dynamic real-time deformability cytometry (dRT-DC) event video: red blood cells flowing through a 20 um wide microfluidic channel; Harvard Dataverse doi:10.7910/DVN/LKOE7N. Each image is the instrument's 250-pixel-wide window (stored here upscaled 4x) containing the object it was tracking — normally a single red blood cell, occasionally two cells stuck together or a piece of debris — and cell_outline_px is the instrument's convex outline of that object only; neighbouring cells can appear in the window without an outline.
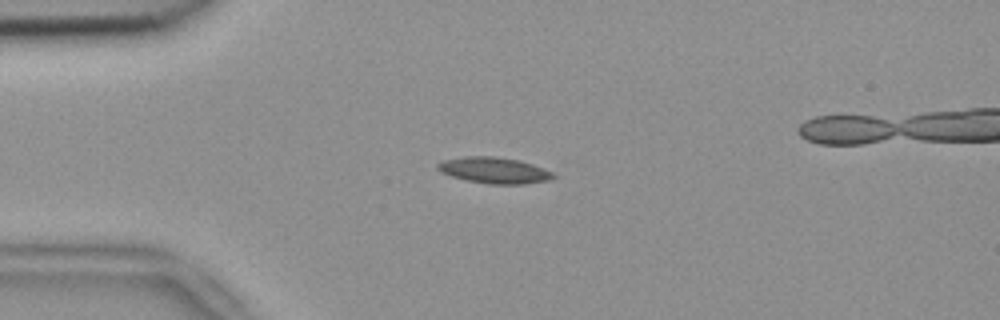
{"species": "common noctule bat (a hibernating species)", "species_latin": "Nyctalus noctula", "temperature_condition": "room temperature", "stored_images_in_passage": 42, "camera_frame_rate_fps": 3000, "um_per_image_px": 0.085, "animal": {"sex": "female", "body_mass_g": 18.4}, "frame": {"image": 1, "passage_image": 1, "time_ms": 0.0, "image_size_px": [1000, 320], "cell_outline_px": [[556, 176], [548, 180], [524, 184], [488, 184], [468, 180], [452, 176], [440, 172], [436, 168], [436, 164], [444, 160], [464, 156], [496, 156], [520, 160], [544, 168], [552, 172]], "centroid_in_image_um": [42.0, 14.47], "position_along_channel_um": 43.0, "area_um2": 17.63}}
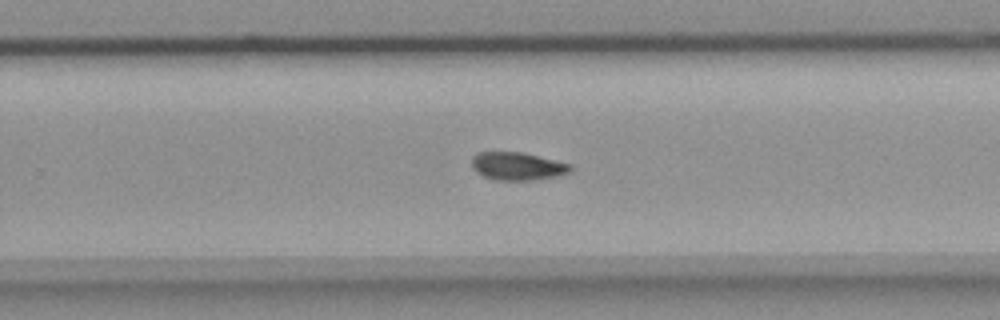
{"frame": {"image": 2, "passage_image": 22, "time_ms": 7.0, "image_size_px": [1000, 320], "cell_outline_px": [[572, 172], [556, 176], [528, 180], [496, 180], [484, 176], [476, 172], [472, 168], [472, 156], [476, 152], [520, 152], [572, 164]], "centroid_in_image_um": [43.97, 14.12], "position_along_channel_um": 285.8, "area_um2": 16.01}}
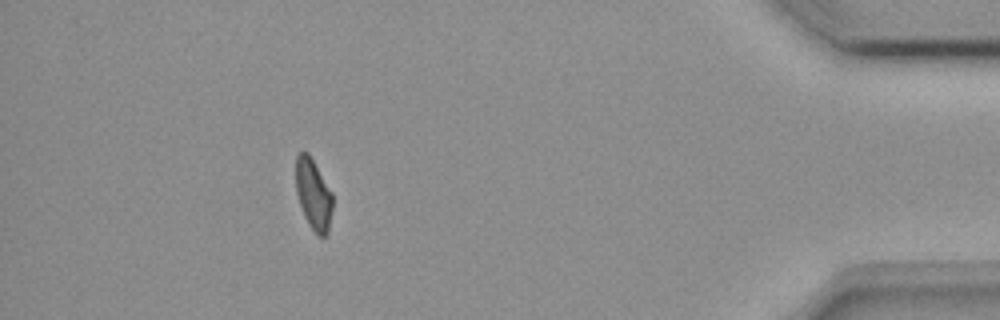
{"frame": {"image": 3, "passage_image": 36, "time_ms": 11.667, "image_size_px": [1000, 320], "cell_outline_px": [[332, 208], [328, 232], [324, 236], [316, 236], [308, 224], [304, 216], [296, 192], [296, 156], [300, 152], [308, 152], [332, 192]], "centroid_in_image_um": [26.63, 16.54], "position_along_channel_um": 408.6, "area_um2": 15.14}}